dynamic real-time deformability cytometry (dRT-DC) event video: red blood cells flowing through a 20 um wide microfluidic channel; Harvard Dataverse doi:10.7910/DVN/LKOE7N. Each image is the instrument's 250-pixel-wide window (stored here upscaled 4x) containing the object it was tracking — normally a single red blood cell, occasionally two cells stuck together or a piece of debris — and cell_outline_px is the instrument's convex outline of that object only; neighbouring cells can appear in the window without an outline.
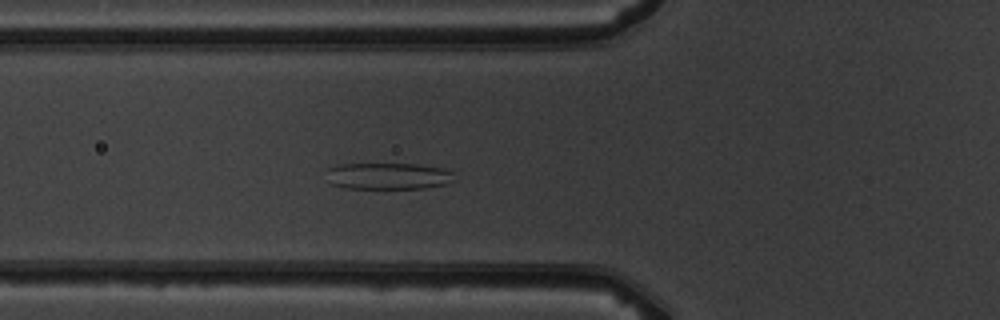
{"species": "common noctule bat (a hibernating species)", "species_latin": "Nyctalus noctula", "temperature_condition": "warm", "stored_images_in_passage": 7, "camera_frame_rate_fps": 3000, "um_per_image_px": 0.085, "animal": {"sex": "male", "body_mass_g": 19.5, "forearm_length_mm": 54.6}, "frame": {"image": 1, "passage_image": 6, "time_ms": 5.667, "image_size_px": [1000, 320], "cell_outline_px": [[456, 180], [448, 184], [424, 188], [344, 188], [328, 184], [328, 168], [336, 164], [416, 164], [444, 168], [452, 172]], "centroid_in_image_um": [33.0, 14.97], "position_along_channel_um": 92.8, "area_um2": 20.06}}